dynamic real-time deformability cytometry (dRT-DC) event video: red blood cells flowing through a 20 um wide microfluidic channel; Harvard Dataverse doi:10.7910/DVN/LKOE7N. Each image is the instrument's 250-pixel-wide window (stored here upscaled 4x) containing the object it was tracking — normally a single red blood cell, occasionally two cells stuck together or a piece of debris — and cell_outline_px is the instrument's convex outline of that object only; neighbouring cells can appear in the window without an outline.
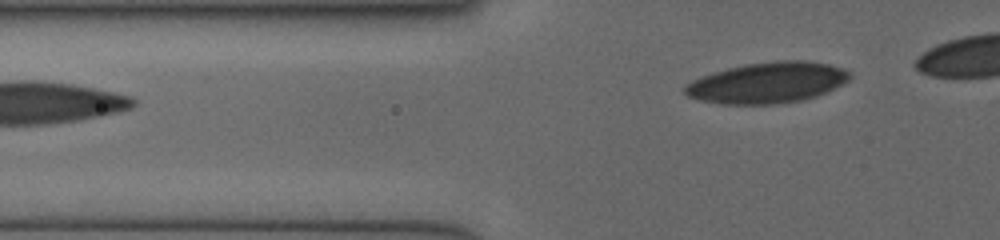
{"species": "human", "species_latin": "Homo sapiens", "temperature_condition": "cold", "stored_images_in_passage": 8, "segment_of_instrument_passage": [2, 2], "camera_frame_rate_fps": 3000, "um_per_image_px": 0.085, "donor": {"sex": "female"}, "frame": {"image": 1, "passage_image": 8, "time_ms": 3.333, "image_size_px": [1000, 240], "cell_outline_px": [[852, 76], [848, 80], [816, 96], [800, 100], [772, 104], [724, 104], [700, 100], [688, 96], [684, 92], [684, 84], [700, 76], [712, 72], [728, 68], [748, 64], [776, 60], [804, 60], [828, 64], [844, 68], [852, 72]], "centroid_in_image_um": [65.2, 7.01], "position_along_channel_um": 60.6, "area_um2": 39.13}}